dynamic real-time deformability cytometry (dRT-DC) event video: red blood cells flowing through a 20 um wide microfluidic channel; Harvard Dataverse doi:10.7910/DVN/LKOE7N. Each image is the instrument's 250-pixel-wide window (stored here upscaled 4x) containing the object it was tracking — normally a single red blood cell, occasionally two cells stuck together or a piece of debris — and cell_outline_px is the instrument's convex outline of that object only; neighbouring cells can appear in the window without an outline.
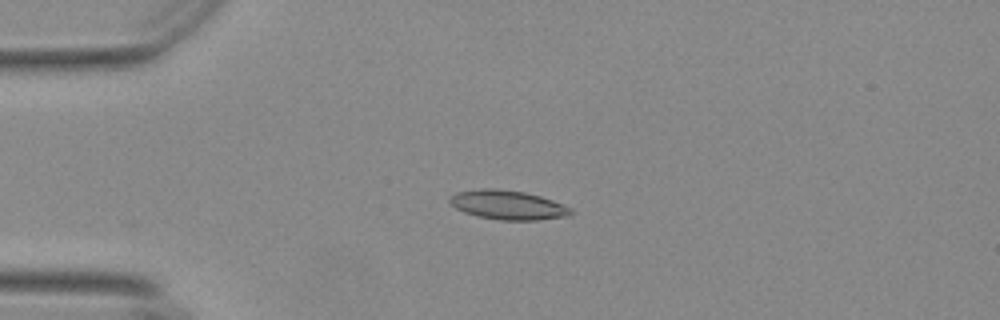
{"species": "Egyptian fruit bat (a non-hibernating species)", "species_latin": "Rousettus aegyptiacus", "temperature_condition": "warm", "stored_images_in_passage": 56, "camera_frame_rate_fps": 3000, "um_per_image_px": 0.085, "animal": {"sex": "female"}, "frame": {"image": 1, "passage_image": 14, "time_ms": 4.333, "image_size_px": [1000, 320], "cell_outline_px": [[572, 212], [564, 216], [536, 220], [500, 220], [480, 216], [464, 212], [456, 208], [448, 200], [456, 192], [480, 188], [496, 188], [524, 192], [540, 196], [552, 200], [572, 208]], "centroid_in_image_um": [43.14, 17.41], "position_along_channel_um": 41.9, "area_um2": 20.35}}
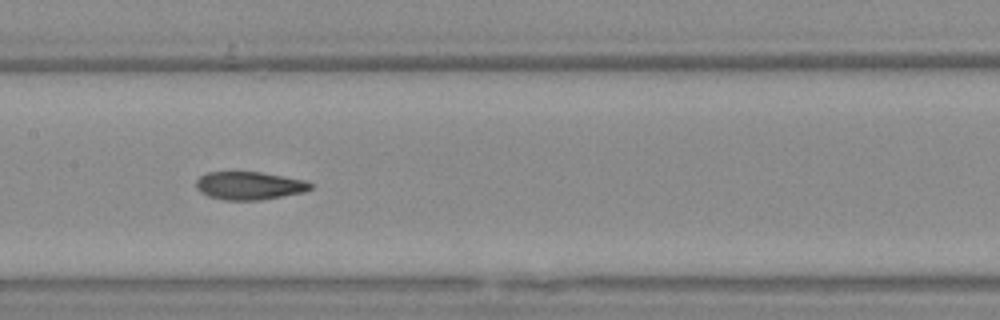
{"frame": {"image": 2, "passage_image": 28, "time_ms": 9.0, "image_size_px": [1000, 320], "cell_outline_px": [[312, 188], [304, 192], [260, 200], [224, 200], [208, 196], [200, 192], [196, 188], [196, 180], [200, 176], [208, 172], [260, 172], [304, 180], [312, 184]], "centroid_in_image_um": [21.16, 15.78], "position_along_channel_um": 186.2, "area_um2": 18.61}}
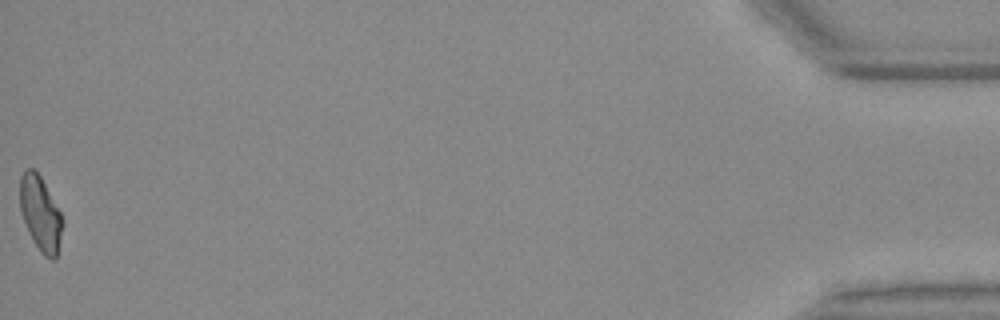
{"frame": {"image": 3, "passage_image": 56, "time_ms": 18.333, "image_size_px": [1000, 320], "cell_outline_px": [[64, 224], [56, 260], [52, 260], [44, 256], [40, 252], [32, 240], [24, 220], [20, 208], [20, 176], [24, 168], [32, 168], [40, 176], [60, 212]], "centroid_in_image_um": [3.44, 18.19], "position_along_channel_um": 431.8, "area_um2": 18.5}, "authors_computed_cell_mechanics": {"area_um2": 18.9873, "velocity_mm_per_s": 3.692, "shape_relaxation_time_tau1_ms": null, "shape_relaxation_time_tau2_ms": 2.4318, "deformation_change_tau1": null, "deformation_change_tau2": 0.0934}}